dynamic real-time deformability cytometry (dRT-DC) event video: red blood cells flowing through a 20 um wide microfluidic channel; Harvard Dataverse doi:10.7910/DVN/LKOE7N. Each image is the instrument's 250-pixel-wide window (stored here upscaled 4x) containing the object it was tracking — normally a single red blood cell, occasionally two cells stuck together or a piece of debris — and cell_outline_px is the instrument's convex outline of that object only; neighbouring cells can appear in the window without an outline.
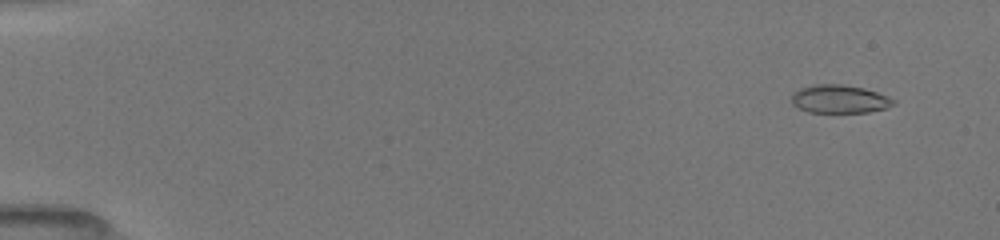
{"species": "common noctule bat (a hibernating species)", "species_latin": "Nyctalus noctula", "temperature_condition": "room temperature", "stored_images_in_passage": 39, "camera_frame_rate_fps": 3000, "um_per_image_px": 0.085, "animal": {"sex": "female", "body_mass_g": 19.5, "forearm_length_mm": 54.1}, "frame": {"image": 1, "passage_image": 7, "time_ms": 1.0, "image_size_px": [1000, 240], "cell_outline_px": [[896, 104], [884, 108], [868, 112], [808, 112], [796, 108], [792, 104], [792, 92], [800, 88], [816, 84], [844, 84], [864, 88], [888, 96], [896, 100]], "centroid_in_image_um": [71.34, 8.41], "position_along_channel_um": 13.7, "area_um2": 16.88}}
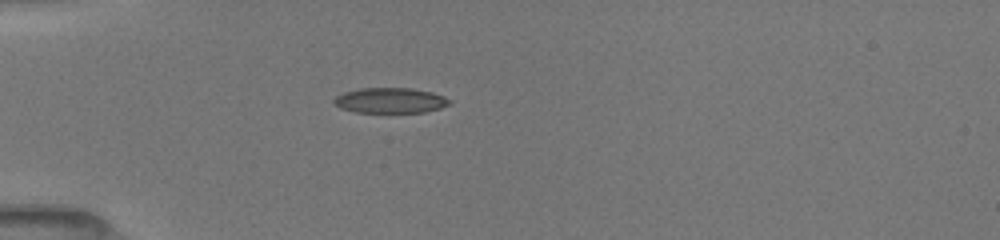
{"frame": {"image": 2, "passage_image": 33, "time_ms": 5.0, "image_size_px": [1000, 240], "cell_outline_px": [[452, 104], [440, 108], [424, 112], [356, 112], [340, 108], [332, 104], [332, 100], [336, 96], [344, 92], [360, 88], [412, 88], [432, 92], [444, 96], [452, 100]], "centroid_in_image_um": [33.17, 8.53], "position_along_channel_um": 51.8, "area_um2": 17.22}}